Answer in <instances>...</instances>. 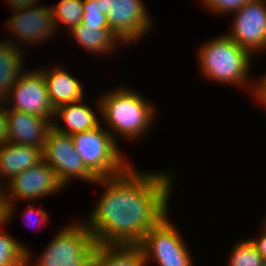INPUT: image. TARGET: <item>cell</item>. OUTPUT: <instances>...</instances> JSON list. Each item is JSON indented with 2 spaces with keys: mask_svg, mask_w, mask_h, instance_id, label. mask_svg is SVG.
Segmentation results:
<instances>
[{
  "mask_svg": "<svg viewBox=\"0 0 266 266\" xmlns=\"http://www.w3.org/2000/svg\"><path fill=\"white\" fill-rule=\"evenodd\" d=\"M65 187L55 171L43 160L38 165L16 174L5 184L6 221L16 214L17 201H33L54 195Z\"/></svg>",
  "mask_w": 266,
  "mask_h": 266,
  "instance_id": "obj_8",
  "label": "cell"
},
{
  "mask_svg": "<svg viewBox=\"0 0 266 266\" xmlns=\"http://www.w3.org/2000/svg\"><path fill=\"white\" fill-rule=\"evenodd\" d=\"M230 252L228 266H263L265 264L249 238L238 240Z\"/></svg>",
  "mask_w": 266,
  "mask_h": 266,
  "instance_id": "obj_22",
  "label": "cell"
},
{
  "mask_svg": "<svg viewBox=\"0 0 266 266\" xmlns=\"http://www.w3.org/2000/svg\"><path fill=\"white\" fill-rule=\"evenodd\" d=\"M51 129L52 121L49 118L7 109V137L10 143L43 149Z\"/></svg>",
  "mask_w": 266,
  "mask_h": 266,
  "instance_id": "obj_13",
  "label": "cell"
},
{
  "mask_svg": "<svg viewBox=\"0 0 266 266\" xmlns=\"http://www.w3.org/2000/svg\"><path fill=\"white\" fill-rule=\"evenodd\" d=\"M81 24L84 27L109 29L107 17L101 12L99 0H83V15Z\"/></svg>",
  "mask_w": 266,
  "mask_h": 266,
  "instance_id": "obj_23",
  "label": "cell"
},
{
  "mask_svg": "<svg viewBox=\"0 0 266 266\" xmlns=\"http://www.w3.org/2000/svg\"><path fill=\"white\" fill-rule=\"evenodd\" d=\"M91 266H147L138 246H99Z\"/></svg>",
  "mask_w": 266,
  "mask_h": 266,
  "instance_id": "obj_19",
  "label": "cell"
},
{
  "mask_svg": "<svg viewBox=\"0 0 266 266\" xmlns=\"http://www.w3.org/2000/svg\"><path fill=\"white\" fill-rule=\"evenodd\" d=\"M234 15L226 34L253 57L266 51V0L247 3Z\"/></svg>",
  "mask_w": 266,
  "mask_h": 266,
  "instance_id": "obj_12",
  "label": "cell"
},
{
  "mask_svg": "<svg viewBox=\"0 0 266 266\" xmlns=\"http://www.w3.org/2000/svg\"><path fill=\"white\" fill-rule=\"evenodd\" d=\"M44 80L49 93L50 101L54 107H58L85 100L83 96L84 89L75 76H72L64 66L57 65L53 67H44L43 69Z\"/></svg>",
  "mask_w": 266,
  "mask_h": 266,
  "instance_id": "obj_15",
  "label": "cell"
},
{
  "mask_svg": "<svg viewBox=\"0 0 266 266\" xmlns=\"http://www.w3.org/2000/svg\"><path fill=\"white\" fill-rule=\"evenodd\" d=\"M263 75L258 79V90L255 101L261 104V107H264L263 109L266 111V74Z\"/></svg>",
  "mask_w": 266,
  "mask_h": 266,
  "instance_id": "obj_28",
  "label": "cell"
},
{
  "mask_svg": "<svg viewBox=\"0 0 266 266\" xmlns=\"http://www.w3.org/2000/svg\"><path fill=\"white\" fill-rule=\"evenodd\" d=\"M23 49H18L8 41L0 40V100L9 95L13 84L24 71Z\"/></svg>",
  "mask_w": 266,
  "mask_h": 266,
  "instance_id": "obj_17",
  "label": "cell"
},
{
  "mask_svg": "<svg viewBox=\"0 0 266 266\" xmlns=\"http://www.w3.org/2000/svg\"><path fill=\"white\" fill-rule=\"evenodd\" d=\"M53 18L57 31L60 24L70 31L81 23L83 15V0H60L57 5L52 6Z\"/></svg>",
  "mask_w": 266,
  "mask_h": 266,
  "instance_id": "obj_21",
  "label": "cell"
},
{
  "mask_svg": "<svg viewBox=\"0 0 266 266\" xmlns=\"http://www.w3.org/2000/svg\"><path fill=\"white\" fill-rule=\"evenodd\" d=\"M169 219L167 215L157 226L151 228L138 245L143 251L146 265L155 261L157 266H193L190 249L178 228Z\"/></svg>",
  "mask_w": 266,
  "mask_h": 266,
  "instance_id": "obj_6",
  "label": "cell"
},
{
  "mask_svg": "<svg viewBox=\"0 0 266 266\" xmlns=\"http://www.w3.org/2000/svg\"><path fill=\"white\" fill-rule=\"evenodd\" d=\"M0 207H7L5 199V184L0 182Z\"/></svg>",
  "mask_w": 266,
  "mask_h": 266,
  "instance_id": "obj_30",
  "label": "cell"
},
{
  "mask_svg": "<svg viewBox=\"0 0 266 266\" xmlns=\"http://www.w3.org/2000/svg\"><path fill=\"white\" fill-rule=\"evenodd\" d=\"M99 6L119 44L131 45L153 29L154 18L148 14L143 0H99Z\"/></svg>",
  "mask_w": 266,
  "mask_h": 266,
  "instance_id": "obj_7",
  "label": "cell"
},
{
  "mask_svg": "<svg viewBox=\"0 0 266 266\" xmlns=\"http://www.w3.org/2000/svg\"><path fill=\"white\" fill-rule=\"evenodd\" d=\"M39 0H5V3L12 8V11L21 10L23 8L34 7L38 5Z\"/></svg>",
  "mask_w": 266,
  "mask_h": 266,
  "instance_id": "obj_29",
  "label": "cell"
},
{
  "mask_svg": "<svg viewBox=\"0 0 266 266\" xmlns=\"http://www.w3.org/2000/svg\"><path fill=\"white\" fill-rule=\"evenodd\" d=\"M197 50V61L201 76L222 85H237L248 88L254 96L258 90V80L250 77L253 56L240 47L226 33L209 39ZM252 80V82H251ZM257 80V82H256ZM250 89V90H249Z\"/></svg>",
  "mask_w": 266,
  "mask_h": 266,
  "instance_id": "obj_2",
  "label": "cell"
},
{
  "mask_svg": "<svg viewBox=\"0 0 266 266\" xmlns=\"http://www.w3.org/2000/svg\"><path fill=\"white\" fill-rule=\"evenodd\" d=\"M36 205L34 204H30L28 203V206L26 210H24V219H27V226L29 227V225L31 226H41V225H46L50 223V219H49V215L48 213L45 211V209H42L41 206H39L38 208L35 207ZM35 215V216H34ZM34 216V217H33ZM29 222V223H28ZM44 223V224H43ZM33 228V227H32Z\"/></svg>",
  "mask_w": 266,
  "mask_h": 266,
  "instance_id": "obj_25",
  "label": "cell"
},
{
  "mask_svg": "<svg viewBox=\"0 0 266 266\" xmlns=\"http://www.w3.org/2000/svg\"><path fill=\"white\" fill-rule=\"evenodd\" d=\"M254 0H200L202 5L217 15H229Z\"/></svg>",
  "mask_w": 266,
  "mask_h": 266,
  "instance_id": "obj_24",
  "label": "cell"
},
{
  "mask_svg": "<svg viewBox=\"0 0 266 266\" xmlns=\"http://www.w3.org/2000/svg\"><path fill=\"white\" fill-rule=\"evenodd\" d=\"M7 224L0 227V266H25L27 246L4 231Z\"/></svg>",
  "mask_w": 266,
  "mask_h": 266,
  "instance_id": "obj_20",
  "label": "cell"
},
{
  "mask_svg": "<svg viewBox=\"0 0 266 266\" xmlns=\"http://www.w3.org/2000/svg\"><path fill=\"white\" fill-rule=\"evenodd\" d=\"M8 142L7 137V106L0 100V144Z\"/></svg>",
  "mask_w": 266,
  "mask_h": 266,
  "instance_id": "obj_27",
  "label": "cell"
},
{
  "mask_svg": "<svg viewBox=\"0 0 266 266\" xmlns=\"http://www.w3.org/2000/svg\"><path fill=\"white\" fill-rule=\"evenodd\" d=\"M13 16L8 19L7 29L11 35L15 36V41L3 39L14 45L18 49H24L25 45L39 44L48 41L57 31L51 6L36 5L34 7L23 8L14 11ZM20 40V41H19ZM19 41V42H18ZM21 42V43H20ZM26 44H25V43ZM24 45V46H20Z\"/></svg>",
  "mask_w": 266,
  "mask_h": 266,
  "instance_id": "obj_11",
  "label": "cell"
},
{
  "mask_svg": "<svg viewBox=\"0 0 266 266\" xmlns=\"http://www.w3.org/2000/svg\"><path fill=\"white\" fill-rule=\"evenodd\" d=\"M98 101L97 98V104L95 107L98 108V114L93 108L85 103V101H78L58 107L54 111L52 128L61 134H67L70 136L78 132L97 128L101 124L99 120L100 118H98L99 116L101 117V105L100 101ZM57 119L62 120L65 123V126H61Z\"/></svg>",
  "mask_w": 266,
  "mask_h": 266,
  "instance_id": "obj_14",
  "label": "cell"
},
{
  "mask_svg": "<svg viewBox=\"0 0 266 266\" xmlns=\"http://www.w3.org/2000/svg\"><path fill=\"white\" fill-rule=\"evenodd\" d=\"M6 209L7 207H0V227L6 222Z\"/></svg>",
  "mask_w": 266,
  "mask_h": 266,
  "instance_id": "obj_31",
  "label": "cell"
},
{
  "mask_svg": "<svg viewBox=\"0 0 266 266\" xmlns=\"http://www.w3.org/2000/svg\"><path fill=\"white\" fill-rule=\"evenodd\" d=\"M3 102L7 109L46 117L51 121L54 117L55 109L50 101L41 69L23 71ZM7 104H10L9 107Z\"/></svg>",
  "mask_w": 266,
  "mask_h": 266,
  "instance_id": "obj_10",
  "label": "cell"
},
{
  "mask_svg": "<svg viewBox=\"0 0 266 266\" xmlns=\"http://www.w3.org/2000/svg\"><path fill=\"white\" fill-rule=\"evenodd\" d=\"M174 175L140 171L132 163L120 174L98 178L103 186L85 222L99 246H138L144 235L169 215Z\"/></svg>",
  "mask_w": 266,
  "mask_h": 266,
  "instance_id": "obj_1",
  "label": "cell"
},
{
  "mask_svg": "<svg viewBox=\"0 0 266 266\" xmlns=\"http://www.w3.org/2000/svg\"><path fill=\"white\" fill-rule=\"evenodd\" d=\"M260 230V234H258V236H260H255V238H251L250 240L257 248L259 254L262 256L264 263H266V218H264Z\"/></svg>",
  "mask_w": 266,
  "mask_h": 266,
  "instance_id": "obj_26",
  "label": "cell"
},
{
  "mask_svg": "<svg viewBox=\"0 0 266 266\" xmlns=\"http://www.w3.org/2000/svg\"><path fill=\"white\" fill-rule=\"evenodd\" d=\"M43 161V149L10 142L0 144V182H9L16 174ZM3 179V180H2ZM8 179V181H6Z\"/></svg>",
  "mask_w": 266,
  "mask_h": 266,
  "instance_id": "obj_16",
  "label": "cell"
},
{
  "mask_svg": "<svg viewBox=\"0 0 266 266\" xmlns=\"http://www.w3.org/2000/svg\"><path fill=\"white\" fill-rule=\"evenodd\" d=\"M98 247L85 222L76 221L58 230L37 260L27 248L25 266H91Z\"/></svg>",
  "mask_w": 266,
  "mask_h": 266,
  "instance_id": "obj_4",
  "label": "cell"
},
{
  "mask_svg": "<svg viewBox=\"0 0 266 266\" xmlns=\"http://www.w3.org/2000/svg\"><path fill=\"white\" fill-rule=\"evenodd\" d=\"M43 160L55 171L59 182L65 188L73 179L91 184L98 179L76 152L72 137L53 128L49 131L43 148Z\"/></svg>",
  "mask_w": 266,
  "mask_h": 266,
  "instance_id": "obj_9",
  "label": "cell"
},
{
  "mask_svg": "<svg viewBox=\"0 0 266 266\" xmlns=\"http://www.w3.org/2000/svg\"><path fill=\"white\" fill-rule=\"evenodd\" d=\"M77 45L98 55L105 56L115 52L119 40L111 33L110 29H97V27H84L81 23L69 31Z\"/></svg>",
  "mask_w": 266,
  "mask_h": 266,
  "instance_id": "obj_18",
  "label": "cell"
},
{
  "mask_svg": "<svg viewBox=\"0 0 266 266\" xmlns=\"http://www.w3.org/2000/svg\"><path fill=\"white\" fill-rule=\"evenodd\" d=\"M133 90L122 86L107 91L98 98L101 105L100 118L104 120V127L117 143L116 137L127 141L142 139L154 125V103Z\"/></svg>",
  "mask_w": 266,
  "mask_h": 266,
  "instance_id": "obj_3",
  "label": "cell"
},
{
  "mask_svg": "<svg viewBox=\"0 0 266 266\" xmlns=\"http://www.w3.org/2000/svg\"><path fill=\"white\" fill-rule=\"evenodd\" d=\"M71 137L76 152L97 178L118 175L131 164L122 154L119 143L104 126L99 125L92 130L72 134Z\"/></svg>",
  "mask_w": 266,
  "mask_h": 266,
  "instance_id": "obj_5",
  "label": "cell"
}]
</instances>
